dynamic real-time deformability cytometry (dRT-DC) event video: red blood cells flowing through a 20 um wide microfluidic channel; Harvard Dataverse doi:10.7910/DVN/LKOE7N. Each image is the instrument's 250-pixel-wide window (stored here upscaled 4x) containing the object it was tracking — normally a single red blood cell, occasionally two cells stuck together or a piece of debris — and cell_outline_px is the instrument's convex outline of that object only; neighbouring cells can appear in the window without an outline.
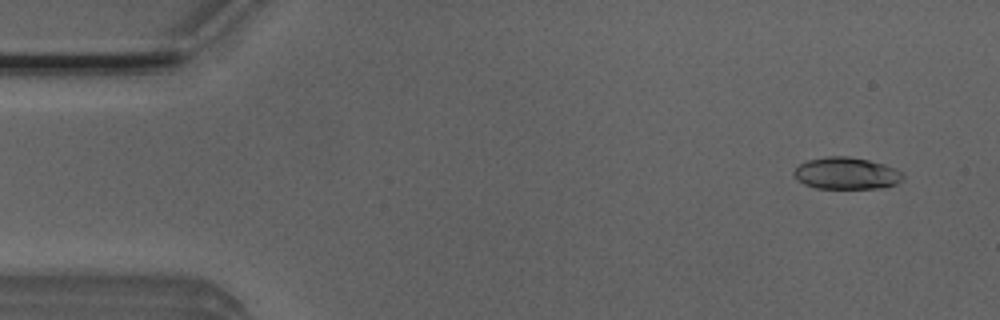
{"species": "Egyptian fruit bat (a non-hibernating species)", "species_latin": "Rousettus aegyptiacus", "temperature_condition": "room temperature", "stored_images_in_passage": 51, "camera_frame_rate_fps": 3000, "um_per_image_px": 0.085, "animal": {"sex": "male"}, "frame": {"image": 1, "passage_image": 4, "time_ms": 1.0, "image_size_px": [1000, 320], "cell_outline_px": [[904, 176], [896, 184], [880, 188], [816, 188], [804, 184], [796, 180], [792, 176], [792, 172], [800, 164], [808, 160], [828, 156], [848, 156], [868, 160], [884, 164], [900, 172]], "centroid_in_image_um": [71.88, 14.73], "position_along_channel_um": 13.1, "area_um2": 20.17}}
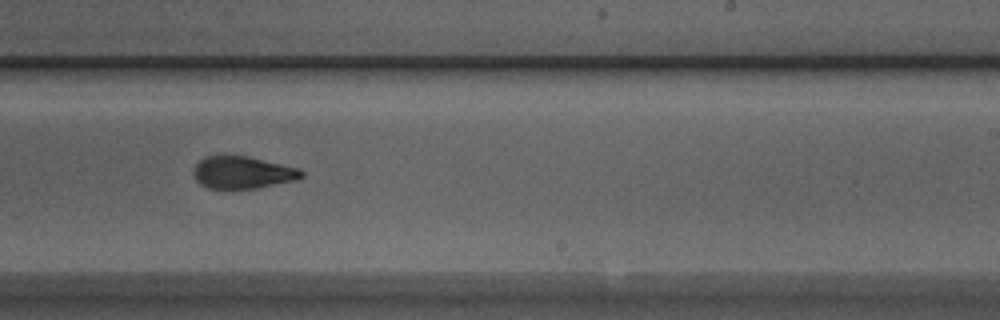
{"frame": {"image": 2, "passage_image": 32, "time_ms": 10.333, "image_size_px": [1000, 320], "cell_outline_px": [[304, 176], [296, 180], [256, 188], [208, 188], [200, 184], [196, 180], [192, 172], [196, 164], [200, 160], [208, 156], [248, 156], [300, 168], [304, 172]], "centroid_in_image_um": [20.64, 14.66], "position_along_channel_um": 268.4, "area_um2": 20.23}}
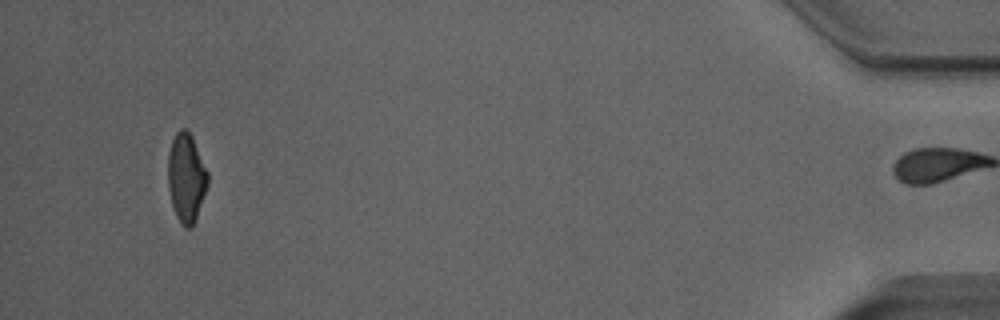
{"frame": {"image": 3, "passage_image": 50, "time_ms": 16.333, "image_size_px": [1000, 320], "cell_outline_px": [[208, 184], [196, 220], [188, 228], [184, 228], [180, 224], [176, 216], [172, 204], [168, 188], [168, 152], [172, 140], [176, 132], [180, 128], [184, 128], [192, 136], [208, 172]], "centroid_in_image_um": [15.83, 15.11], "position_along_channel_um": 419.4, "area_um2": 20.63}, "authors_computed_cell_mechanics": {"area_um2": 20.8658, "velocity_mm_per_s": 3.8918, "shape_relaxation_time_tau1_ms": 8.5482, "shape_relaxation_time_tau2_ms": 2.0951, "deformation_change_tau1": 0.2179, "deformation_change_tau2": 0.0994}}